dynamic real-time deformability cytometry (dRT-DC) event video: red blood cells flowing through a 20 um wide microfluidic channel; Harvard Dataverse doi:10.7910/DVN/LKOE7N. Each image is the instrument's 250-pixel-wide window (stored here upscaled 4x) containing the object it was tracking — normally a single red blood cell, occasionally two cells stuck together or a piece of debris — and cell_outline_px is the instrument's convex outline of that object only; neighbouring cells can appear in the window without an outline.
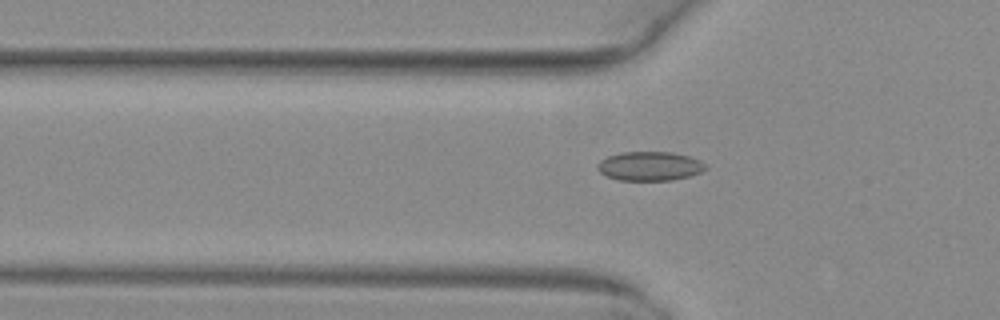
{"species": "common noctule bat (a hibernating species)", "species_latin": "Nyctalus noctula", "temperature_condition": "warm", "stored_images_in_passage": 20, "camera_frame_rate_fps": 3000, "um_per_image_px": 0.085, "animal": {"sex": "female", "body_mass_g": 29.2, "forearm_length_mm": 56.3}, "frame": {"image": 1, "passage_image": 5, "time_ms": 1.333, "image_size_px": [1000, 320], "cell_outline_px": [[708, 168], [700, 172], [688, 176], [672, 180], [620, 180], [608, 176], [600, 172], [596, 168], [596, 164], [600, 160], [608, 156], [620, 152], [672, 152], [688, 156], [700, 160]], "centroid_in_image_um": [55.2, 14.11], "position_along_channel_um": 70.6, "area_um2": 18.26}}
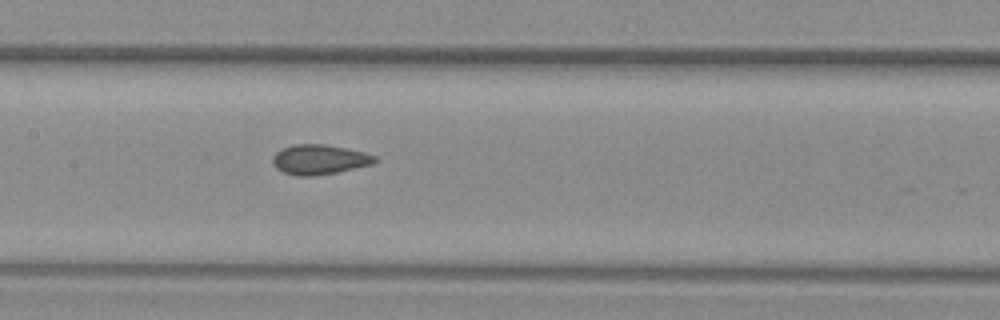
{"frame": {"image": 2, "passage_image": 13, "time_ms": 4.0, "image_size_px": [1000, 320], "cell_outline_px": [[376, 160], [372, 164], [336, 172], [312, 176], [296, 176], [284, 172], [276, 168], [272, 164], [272, 160], [276, 152], [292, 144], [324, 144], [364, 152], [376, 156]], "centroid_in_image_um": [27.11, 13.56], "position_along_channel_um": 180.3, "area_um2": 17.57}}
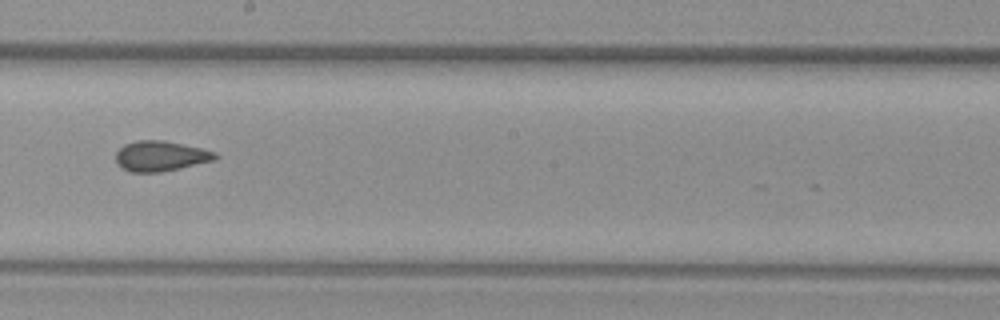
{"frame": {"image": 3, "passage_image": 17, "time_ms": 5.333, "image_size_px": [1000, 320], "cell_outline_px": [[220, 156], [212, 160], [180, 168], [160, 172], [128, 172], [120, 168], [116, 164], [116, 152], [124, 144], [136, 140], [164, 140], [200, 148], [216, 152]], "centroid_in_image_um": [13.59, 13.27], "position_along_channel_um": 234.6, "area_um2": 17.57}}